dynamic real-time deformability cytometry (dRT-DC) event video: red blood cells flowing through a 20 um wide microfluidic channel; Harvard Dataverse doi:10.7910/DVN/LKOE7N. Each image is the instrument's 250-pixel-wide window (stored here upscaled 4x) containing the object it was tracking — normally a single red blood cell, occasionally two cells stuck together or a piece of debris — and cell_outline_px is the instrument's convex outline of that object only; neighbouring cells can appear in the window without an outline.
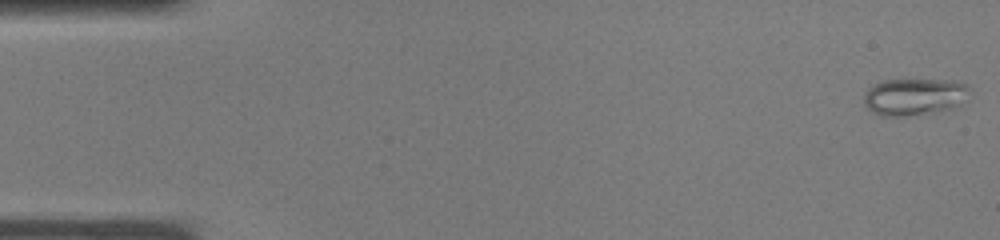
{"species": "common noctule bat (a hibernating species)", "species_latin": "Nyctalus noctula", "temperature_condition": "warm", "stored_images_in_passage": 10, "camera_frame_rate_fps": 3000, "um_per_image_px": 0.085, "animal": {"sex": "male", "body_mass_g": 19.0, "forearm_length_mm": 50.8}, "frame": {"image": 1, "passage_image": 1, "time_ms": 0.0, "image_size_px": [1000, 240], "cell_outline_px": [[968, 88], [960, 104], [952, 108], [900, 116], [880, 116], [872, 112], [864, 104], [864, 96], [868, 88], [884, 80], [952, 80], [968, 84]], "centroid_in_image_um": [77.65, 8.21], "position_along_channel_um": 7.3, "area_um2": 22.2}}